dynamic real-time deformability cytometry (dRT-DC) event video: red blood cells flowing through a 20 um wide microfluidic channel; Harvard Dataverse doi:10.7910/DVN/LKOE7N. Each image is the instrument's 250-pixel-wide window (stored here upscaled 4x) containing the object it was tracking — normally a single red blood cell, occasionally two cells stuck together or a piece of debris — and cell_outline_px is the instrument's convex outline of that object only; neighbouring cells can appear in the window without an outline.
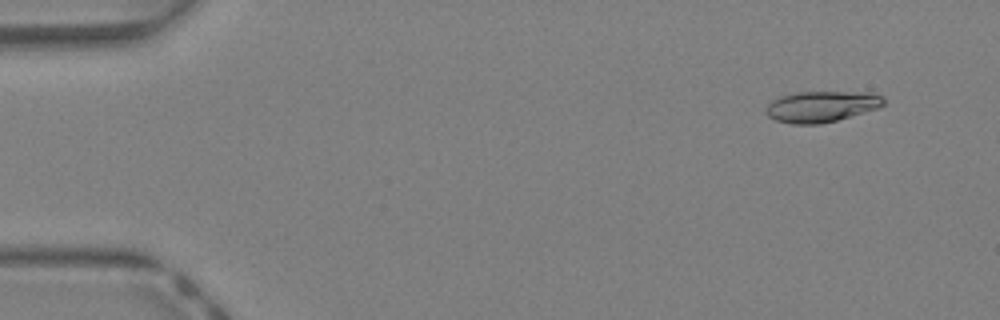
{"species": "Egyptian fruit bat (a non-hibernating species)", "species_latin": "Rousettus aegyptiacus", "temperature_condition": "warm", "stored_images_in_passage": 10, "camera_frame_rate_fps": 3000, "um_per_image_px": 0.085, "animal": {"sex": "female"}, "frame": {"image": 1, "passage_image": 4, "time_ms": 1.0, "image_size_px": [1000, 320], "cell_outline_px": [[884, 104], [876, 108], [836, 120], [820, 124], [792, 124], [776, 120], [768, 116], [764, 112], [764, 108], [772, 100], [780, 96], [796, 92], [872, 92], [884, 96]], "centroid_in_image_um": [69.78, 9.04], "position_along_channel_um": 15.2, "area_um2": 21.27}}